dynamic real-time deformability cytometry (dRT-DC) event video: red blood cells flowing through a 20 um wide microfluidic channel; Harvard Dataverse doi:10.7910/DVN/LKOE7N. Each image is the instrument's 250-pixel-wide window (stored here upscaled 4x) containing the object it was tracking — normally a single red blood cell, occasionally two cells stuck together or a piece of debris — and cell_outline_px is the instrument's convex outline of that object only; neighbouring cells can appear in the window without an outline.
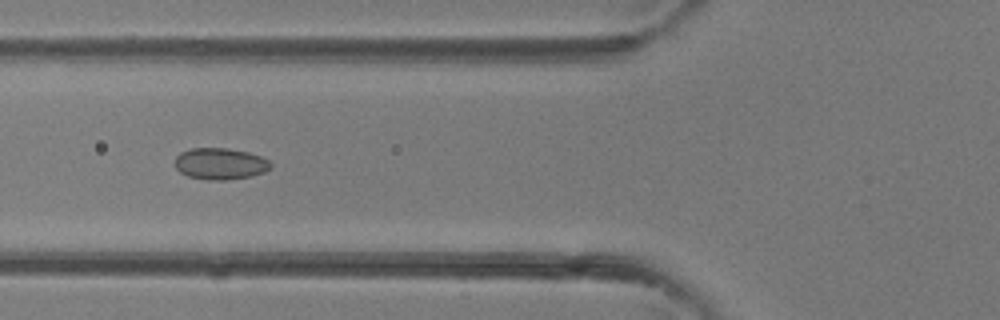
{"species": "common noctule bat (a hibernating species)", "species_latin": "Nyctalus noctula", "temperature_condition": "room temperature", "stored_images_in_passage": 4, "camera_frame_rate_fps": 3000, "um_per_image_px": 0.085, "animal": {"sex": "female"}, "frame": {"image": 1, "passage_image": 4, "time_ms": 4.0, "image_size_px": [1000, 320], "cell_outline_px": [[272, 168], [264, 172], [252, 176], [224, 180], [208, 180], [188, 176], [180, 172], [176, 168], [176, 156], [180, 152], [192, 148], [228, 148], [248, 152], [260, 156], [268, 160], [272, 164]], "centroid_in_image_um": [18.73, 13.92], "position_along_channel_um": 107.1, "area_um2": 17.63}}